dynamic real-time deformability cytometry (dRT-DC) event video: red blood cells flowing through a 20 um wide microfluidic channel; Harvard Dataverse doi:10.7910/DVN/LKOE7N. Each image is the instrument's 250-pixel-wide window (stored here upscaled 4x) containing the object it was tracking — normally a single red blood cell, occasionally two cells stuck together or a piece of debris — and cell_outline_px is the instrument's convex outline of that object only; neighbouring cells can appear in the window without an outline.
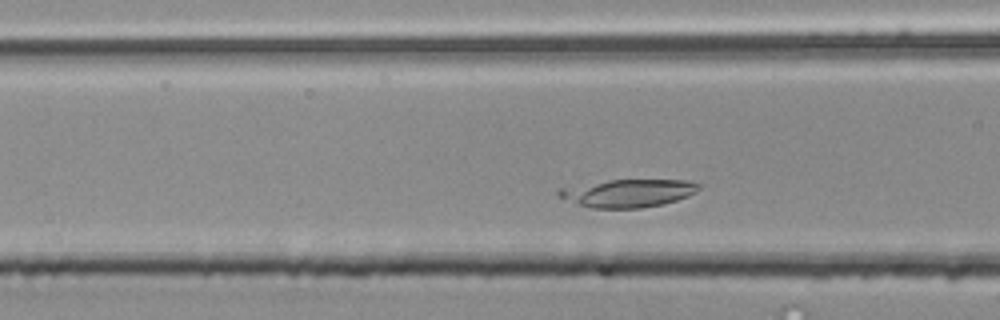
{"species": "common noctule bat (a hibernating species)", "species_latin": "Nyctalus noctula", "temperature_condition": "room temperature", "stored_images_in_passage": 39, "camera_frame_rate_fps": 3000, "um_per_image_px": 0.085, "animal": {"sex": "male", "body_mass_g": 20.4}, "frame": {"image": 1, "passage_image": 13, "time_ms": 4.0, "image_size_px": [1000, 320], "cell_outline_px": [[700, 188], [696, 192], [688, 196], [664, 204], [640, 208], [592, 208], [580, 204], [560, 196], [556, 192], [560, 188], [608, 180], [688, 180], [700, 184]], "centroid_in_image_um": [53.45, 16.41], "position_along_channel_um": 113.2, "area_um2": 22.48}}
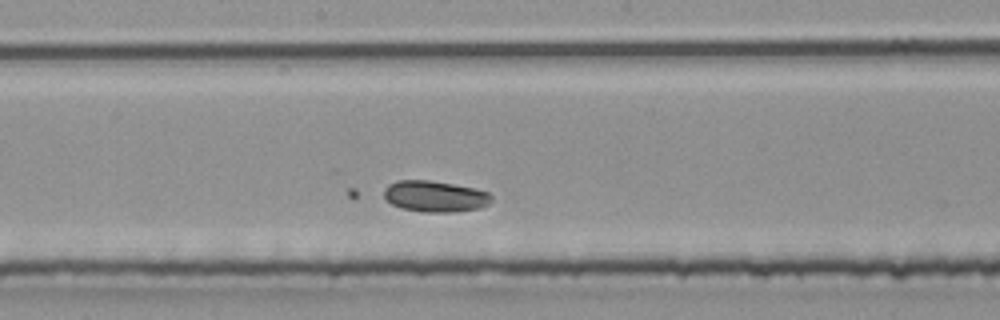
{"frame": {"image": 2, "passage_image": 21, "time_ms": 6.667, "image_size_px": [1000, 320], "cell_outline_px": [[492, 200], [488, 204], [480, 208], [452, 212], [424, 212], [400, 208], [384, 200], [384, 188], [388, 184], [396, 180], [428, 180], [476, 188], [488, 192], [492, 196]], "centroid_in_image_um": [36.95, 16.69], "position_along_channel_um": 211.3, "area_um2": 19.71}}
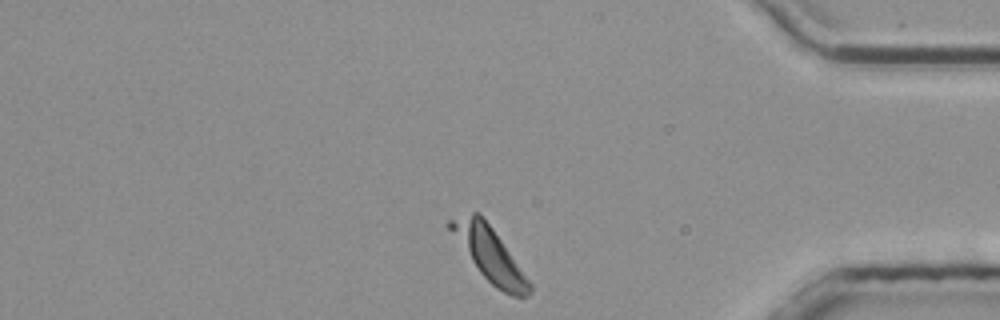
{"frame": {"image": 3, "passage_image": 38, "time_ms": 12.333, "image_size_px": [1000, 320], "cell_outline_px": [[532, 292], [528, 296], [512, 296], [496, 288], [480, 272], [444, 224], [448, 220], [472, 212], [480, 212], [492, 228], [532, 284]], "centroid_in_image_um": [41.59, 21.58], "position_along_channel_um": 393.6, "area_um2": 24.16}}